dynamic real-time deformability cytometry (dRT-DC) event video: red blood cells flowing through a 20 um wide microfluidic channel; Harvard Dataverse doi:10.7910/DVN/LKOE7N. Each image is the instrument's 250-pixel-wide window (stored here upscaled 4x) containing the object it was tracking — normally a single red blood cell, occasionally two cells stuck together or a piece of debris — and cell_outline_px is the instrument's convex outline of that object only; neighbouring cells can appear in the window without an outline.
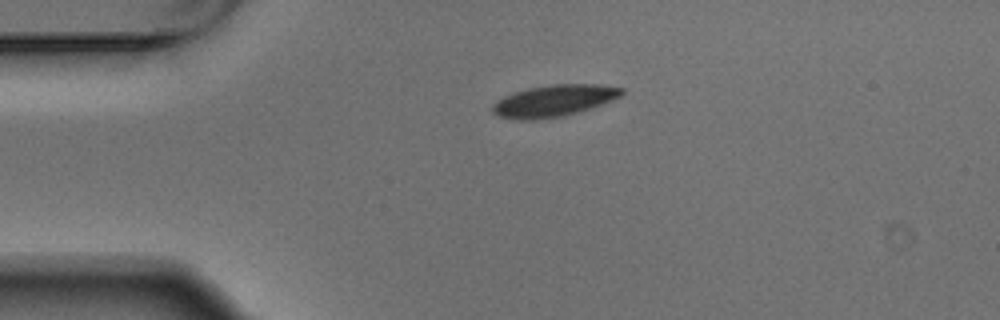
{"species": "Egyptian fruit bat (a non-hibernating species)", "species_latin": "Rousettus aegyptiacus", "temperature_condition": "warm", "stored_images_in_passage": 2, "camera_frame_rate_fps": 3000, "um_per_image_px": 0.085, "animal": {"sex": "male"}, "frame": {"image": 1, "passage_image": 1, "time_ms": 0.0, "image_size_px": [1000, 320], "cell_outline_px": [[624, 92], [620, 96], [600, 104], [576, 112], [560, 116], [528, 120], [520, 120], [500, 116], [492, 112], [492, 104], [496, 100], [504, 96], [528, 88], [552, 84], [600, 84], [624, 88]], "centroid_in_image_um": [47.05, 8.54], "position_along_channel_um": 37.9, "area_um2": 23.41}}